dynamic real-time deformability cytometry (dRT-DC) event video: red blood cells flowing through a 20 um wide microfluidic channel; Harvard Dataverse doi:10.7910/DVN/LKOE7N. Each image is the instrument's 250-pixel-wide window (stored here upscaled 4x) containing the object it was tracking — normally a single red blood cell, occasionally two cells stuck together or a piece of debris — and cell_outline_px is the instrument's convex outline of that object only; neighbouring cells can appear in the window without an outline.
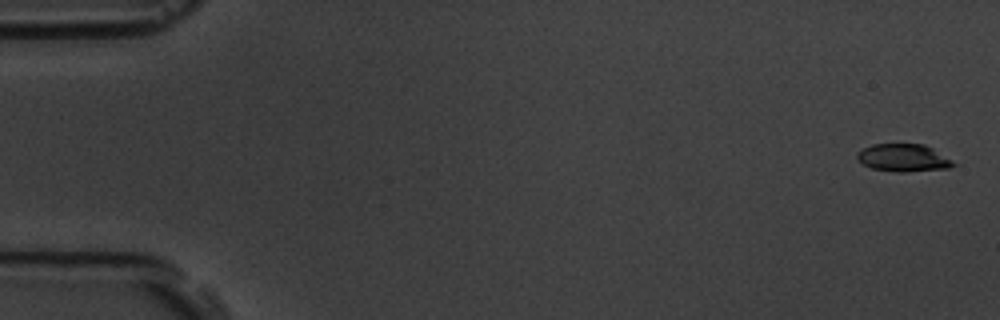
{"species": "common noctule bat (a hibernating species)", "species_latin": "Nyctalus noctula", "temperature_condition": "room temperature", "stored_images_in_passage": 8, "camera_frame_rate_fps": 3000, "um_per_image_px": 0.085, "animal": {"sex": "male", "body_mass_g": 19.5, "forearm_length_mm": 54.6}, "frame": {"image": 1, "passage_image": 1, "time_ms": 0.0, "image_size_px": [1000, 320], "cell_outline_px": [[960, 164], [948, 168], [904, 172], [896, 172], [872, 168], [864, 164], [856, 156], [864, 148], [872, 144], [924, 144], [932, 148]], "centroid_in_image_um": [76.86, 13.42], "position_along_channel_um": 8.1, "area_um2": 15.37}}
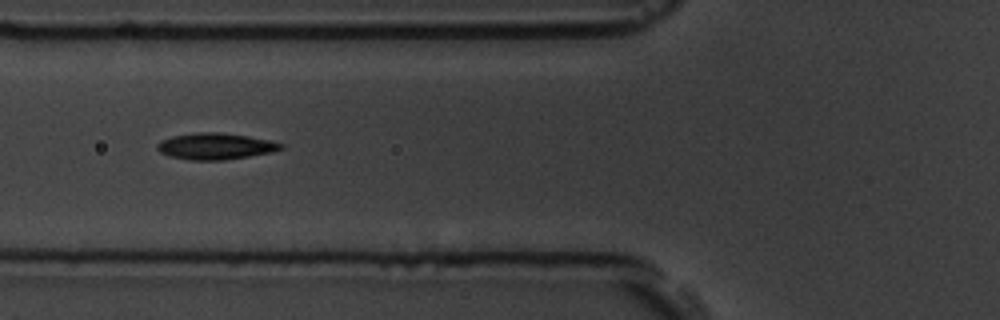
{"frame": {"image": 2, "passage_image": 7, "time_ms": 6.667, "image_size_px": [1000, 320], "cell_outline_px": [[284, 148], [272, 152], [224, 160], [188, 160], [168, 156], [160, 152], [156, 148], [156, 144], [160, 140], [172, 136], [196, 132], [220, 132], [248, 136], [268, 140], [284, 144]], "centroid_in_image_um": [18.27, 12.43], "position_along_channel_um": 107.5, "area_um2": 19.13}}
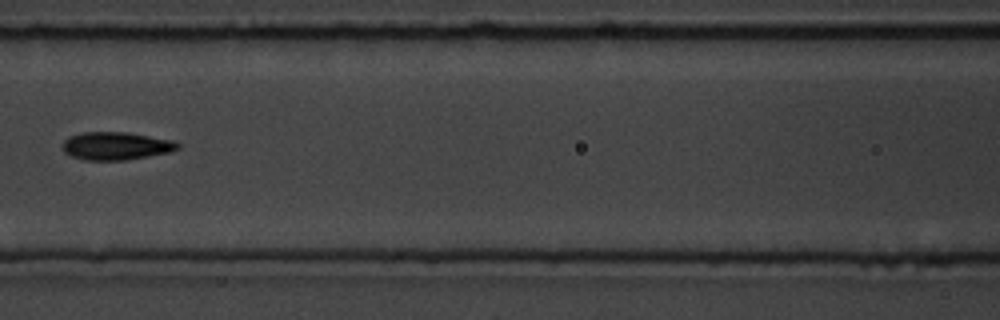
{"frame": {"image": 3, "passage_image": 8, "time_ms": 8.0, "image_size_px": [1000, 320], "cell_outline_px": [[180, 148], [172, 152], [124, 160], [84, 160], [72, 156], [64, 152], [64, 140], [72, 136], [84, 132], [128, 132], [172, 140], [180, 144]], "centroid_in_image_um": [9.91, 12.4], "position_along_channel_um": 156.7, "area_um2": 18.61}}